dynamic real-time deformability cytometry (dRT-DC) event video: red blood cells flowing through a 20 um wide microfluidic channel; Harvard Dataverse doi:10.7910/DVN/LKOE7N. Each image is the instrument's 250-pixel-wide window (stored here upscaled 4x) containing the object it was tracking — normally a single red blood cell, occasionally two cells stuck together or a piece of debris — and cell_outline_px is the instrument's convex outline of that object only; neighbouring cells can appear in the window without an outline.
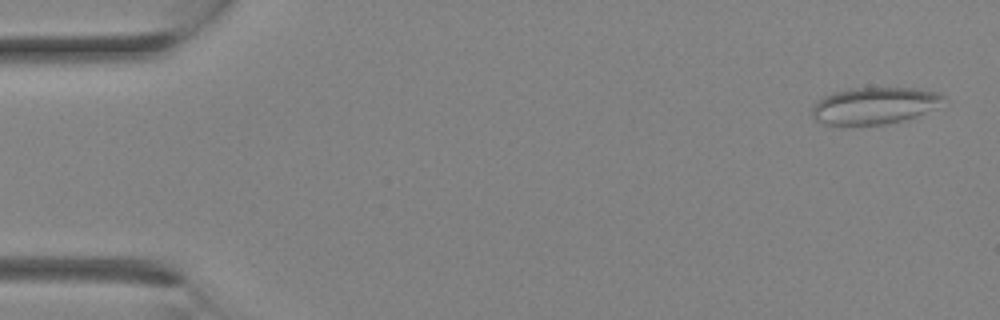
{"species": "Egyptian fruit bat (a non-hibernating species)", "species_latin": "Rousettus aegyptiacus", "temperature_condition": "room temperature", "stored_images_in_passage": 27, "camera_frame_rate_fps": 3000, "um_per_image_px": 0.085, "animal": {"sex": "female"}, "frame": {"image": 1, "passage_image": 1, "time_ms": 0.0, "image_size_px": [1000, 320], "cell_outline_px": [[944, 96], [932, 108], [916, 116], [884, 124], [824, 124], [816, 120], [812, 116], [812, 108], [816, 100], [832, 92], [852, 88], [916, 88], [940, 92]], "centroid_in_image_um": [74.24, 8.96], "position_along_channel_um": 10.8, "area_um2": 27.63}}
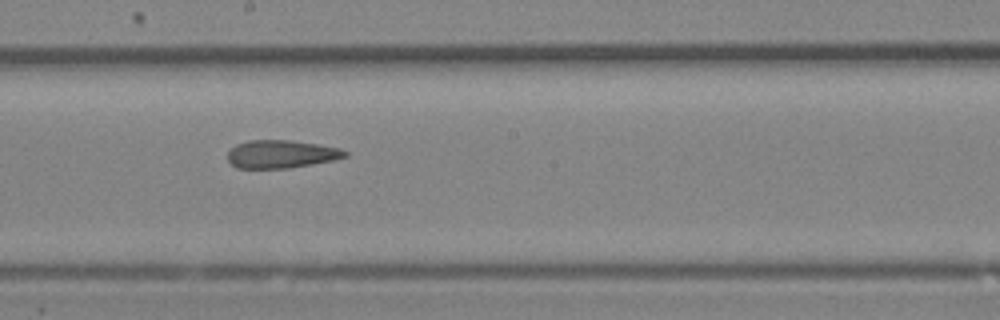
{"frame": {"image": 2, "passage_image": 15, "time_ms": 4.667, "image_size_px": [1000, 320], "cell_outline_px": [[348, 156], [336, 160], [288, 168], [236, 168], [228, 160], [228, 152], [236, 144], [248, 140], [288, 140], [316, 144], [340, 148], [348, 152]], "centroid_in_image_um": [23.92, 13.1], "position_along_channel_um": 224.3, "area_um2": 19.13}}
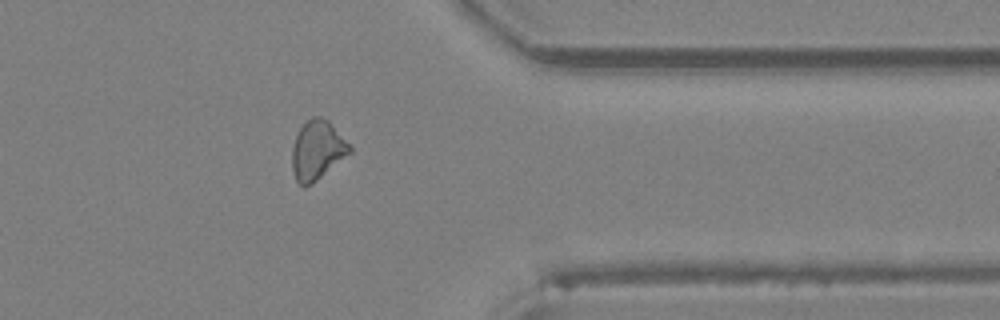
{"frame": {"image": 3, "passage_image": 22, "time_ms": 7.0, "image_size_px": [1000, 320], "cell_outline_px": [[352, 152], [312, 184], [304, 188], [296, 180], [292, 172], [292, 148], [296, 136], [300, 128], [312, 116], [320, 116], [328, 120], [352, 148]], "centroid_in_image_um": [26.95, 12.79], "position_along_channel_um": 384.4, "area_um2": 19.77}}